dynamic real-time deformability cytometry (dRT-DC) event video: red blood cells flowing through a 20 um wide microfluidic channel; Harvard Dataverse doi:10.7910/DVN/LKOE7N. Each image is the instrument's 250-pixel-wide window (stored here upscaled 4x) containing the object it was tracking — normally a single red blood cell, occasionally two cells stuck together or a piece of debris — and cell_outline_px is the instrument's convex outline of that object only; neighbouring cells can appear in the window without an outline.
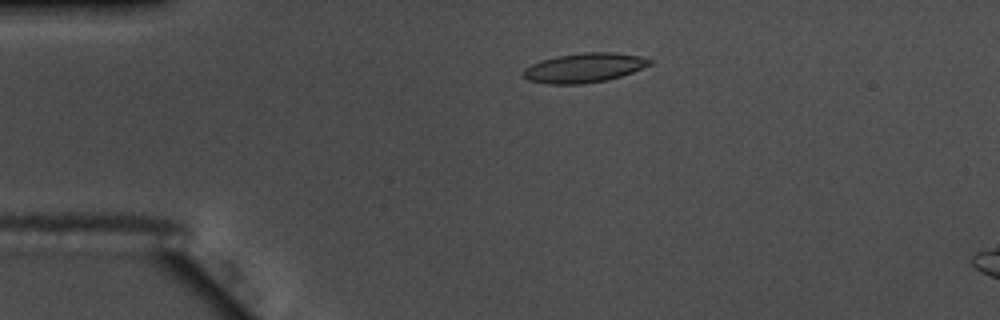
{"species": "common noctule bat (a hibernating species)", "species_latin": "Nyctalus noctula", "temperature_condition": "warm", "stored_images_in_passage": 55, "camera_frame_rate_fps": 3000, "um_per_image_px": 0.085, "animal": {"sex": "male", "body_mass_g": 17.5, "forearm_length_mm": 52.3}, "frame": {"image": 1, "passage_image": 12, "time_ms": 3.667, "image_size_px": [1000, 320], "cell_outline_px": [[652, 64], [632, 72], [608, 80], [580, 84], [544, 84], [528, 80], [524, 76], [524, 68], [540, 60], [556, 56], [584, 52], [612, 52], [640, 56], [652, 60]], "centroid_in_image_um": [49.64, 5.76], "position_along_channel_um": 35.4, "area_um2": 21.68}}
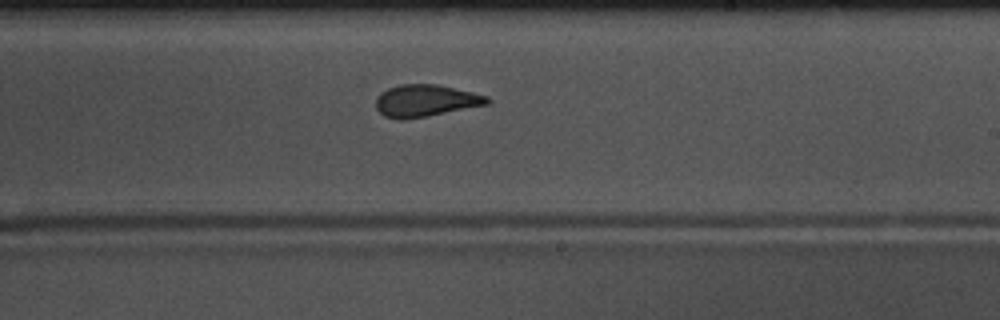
{"frame": {"image": 2, "passage_image": 33, "time_ms": 10.667, "image_size_px": [1000, 320], "cell_outline_px": [[492, 100], [488, 104], [404, 120], [400, 120], [384, 116], [376, 108], [376, 96], [380, 92], [388, 88], [400, 84], [436, 84], [472, 92], [488, 96]], "centroid_in_image_um": [36.14, 8.55], "position_along_channel_um": 252.9, "area_um2": 20.69}}
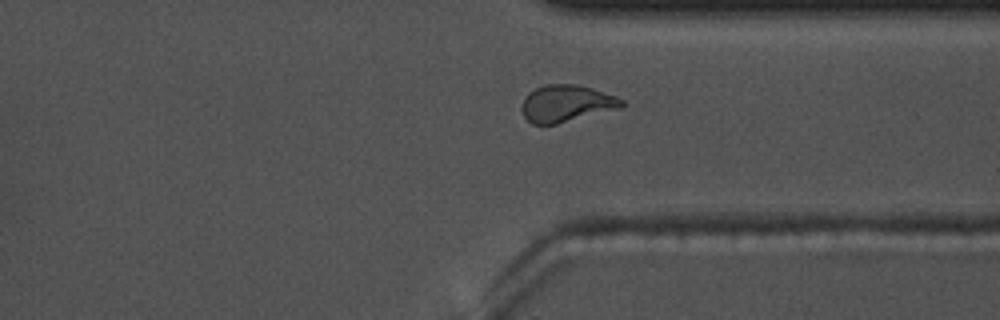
{"frame": {"image": 3, "passage_image": 42, "time_ms": 13.667, "image_size_px": [1000, 320], "cell_outline_px": [[624, 104], [620, 108], [556, 124], [532, 124], [524, 116], [520, 108], [524, 96], [528, 92], [536, 88], [548, 84], [576, 84], [592, 88], [616, 96], [624, 100]], "centroid_in_image_um": [48.12, 8.79], "position_along_channel_um": 363.3, "area_um2": 21.5}, "authors_computed_cell_mechanics": {"area_um2": 21.097, "velocity_mm_per_s": 3.6748, "shape_relaxation_time_tau1_ms": 6.5361, "shape_relaxation_time_tau2_ms": 1.4396, "deformation_change_tau1": 0.2327, "deformation_change_tau2": 0.0937}}